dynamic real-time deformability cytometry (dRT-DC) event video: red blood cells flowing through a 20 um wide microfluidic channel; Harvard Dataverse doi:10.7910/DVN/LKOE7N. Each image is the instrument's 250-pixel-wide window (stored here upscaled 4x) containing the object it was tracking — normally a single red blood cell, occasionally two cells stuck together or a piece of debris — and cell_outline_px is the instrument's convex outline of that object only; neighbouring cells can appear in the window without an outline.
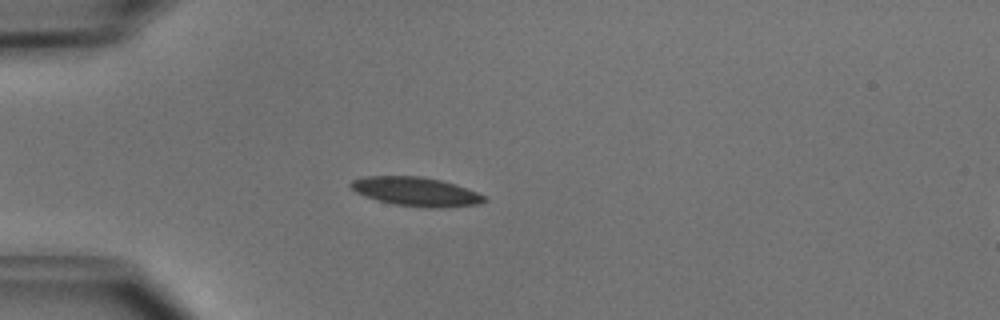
{"species": "common noctule bat (a hibernating species)", "species_latin": "Nyctalus noctula", "temperature_condition": "cold", "stored_images_in_passage": 41, "camera_frame_rate_fps": 3000, "um_per_image_px": 0.085, "animal": {"sex": "male", "body_mass_g": 15.6}, "frame": {"image": 1, "passage_image": 11, "time_ms": 3.333, "image_size_px": [1000, 320], "cell_outline_px": [[488, 200], [480, 204], [444, 208], [424, 208], [396, 204], [364, 196], [356, 192], [348, 184], [352, 180], [364, 176], [420, 176], [440, 180], [456, 184], [488, 196]], "centroid_in_image_um": [35.42, 16.29], "position_along_channel_um": 49.6, "area_um2": 22.72}}
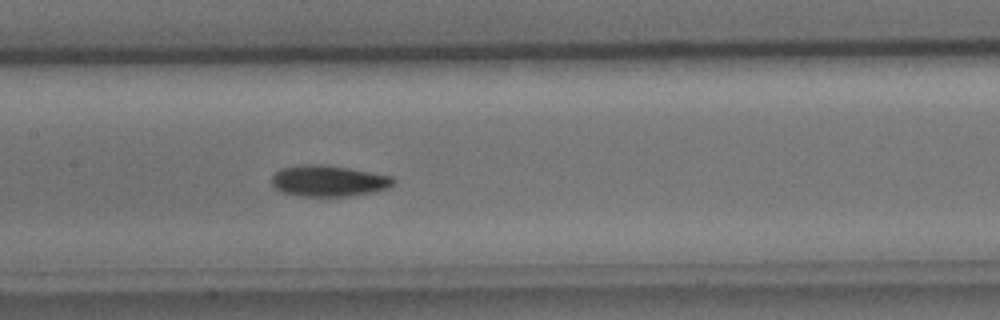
{"frame": {"image": 2, "passage_image": 22, "time_ms": 7.0, "image_size_px": [1000, 320], "cell_outline_px": [[396, 180], [388, 188], [376, 192], [348, 196], [300, 196], [284, 192], [276, 188], [272, 184], [272, 176], [280, 168], [300, 164], [324, 164], [348, 168], [392, 176]], "centroid_in_image_um": [27.93, 15.37], "position_along_channel_um": 179.5, "area_um2": 22.14}}
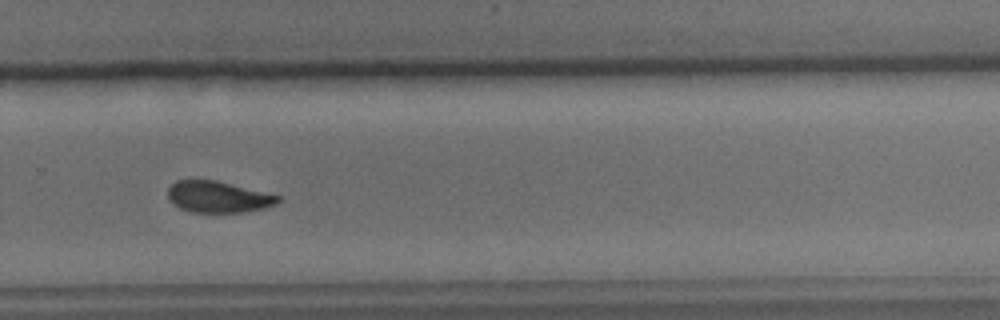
{"frame": {"image": 3, "passage_image": 32, "time_ms": 10.333, "image_size_px": [1000, 320], "cell_outline_px": [[280, 200], [276, 204], [264, 208], [244, 212], [188, 212], [172, 204], [168, 200], [168, 188], [176, 180], [216, 180], [280, 196]], "centroid_in_image_um": [18.5, 16.74], "position_along_channel_um": 311.3, "area_um2": 20.11}, "authors_computed_cell_mechanics": {"area_um2": 21.4438, "velocity_mm_per_s": 3.9669, "shape_relaxation_time_tau1_ms": 3.3802, "shape_relaxation_time_tau2_ms": null, "deformation_change_tau1": 0.1152, "deformation_change_tau2": null}}